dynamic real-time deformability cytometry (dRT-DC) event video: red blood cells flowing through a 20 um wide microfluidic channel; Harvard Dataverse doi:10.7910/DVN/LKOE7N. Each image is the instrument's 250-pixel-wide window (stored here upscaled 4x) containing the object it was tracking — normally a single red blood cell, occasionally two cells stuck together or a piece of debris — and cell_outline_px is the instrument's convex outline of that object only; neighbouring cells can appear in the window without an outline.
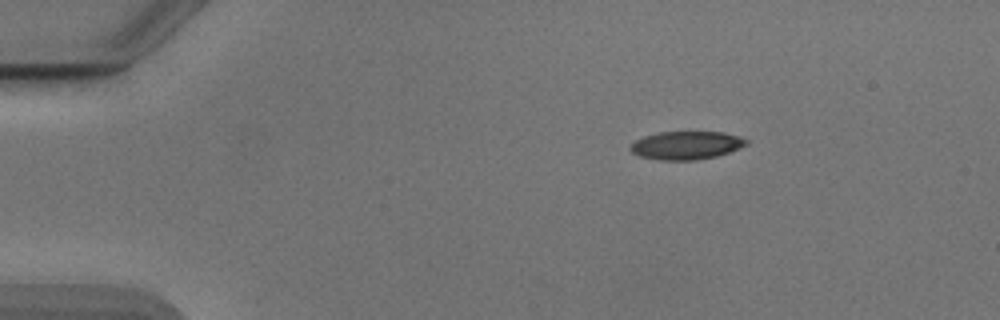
{"species": "Egyptian fruit bat (a non-hibernating species)", "species_latin": "Rousettus aegyptiacus", "temperature_condition": "cold", "stored_images_in_passage": 45, "camera_frame_rate_fps": 3000, "um_per_image_px": 0.085, "animal": {"sex": "male"}, "frame": {"image": 1, "passage_image": 1, "time_ms": 0.0, "image_size_px": [1000, 320], "cell_outline_px": [[748, 144], [728, 152], [716, 156], [696, 160], [660, 160], [640, 156], [632, 152], [628, 148], [636, 140], [644, 136], [660, 132], [724, 132], [748, 140]], "centroid_in_image_um": [58.31, 12.35], "position_along_channel_um": 26.7, "area_um2": 18.84}}
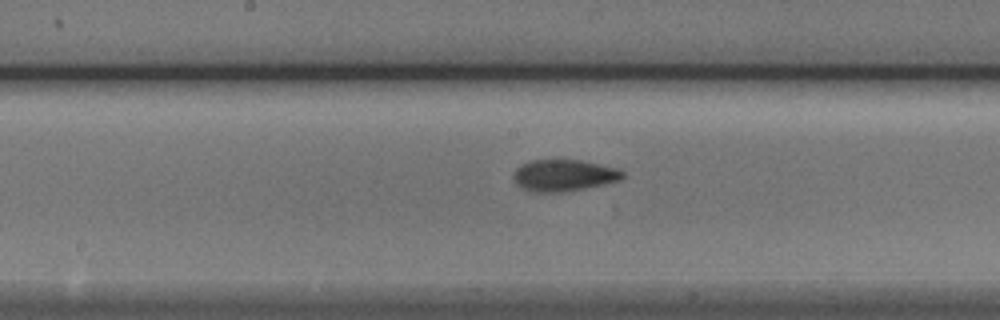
{"frame": {"image": 2, "passage_image": 20, "time_ms": 6.333, "image_size_px": [1000, 320], "cell_outline_px": [[624, 176], [620, 180], [604, 184], [564, 192], [536, 192], [524, 188], [516, 184], [512, 176], [516, 168], [520, 164], [532, 160], [580, 160], [616, 168], [624, 172]], "centroid_in_image_um": [47.9, 14.9], "position_along_channel_um": 200.3, "area_um2": 20.0}}
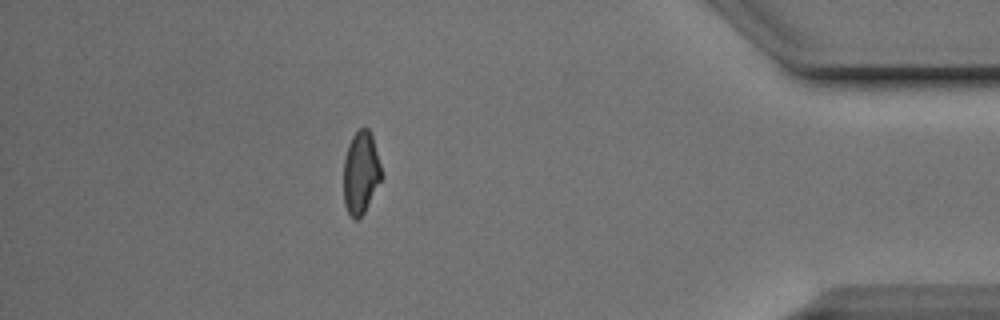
{"frame": {"image": 3, "passage_image": 39, "time_ms": 12.667, "image_size_px": [1000, 320], "cell_outline_px": [[380, 180], [364, 212], [356, 220], [348, 212], [344, 204], [344, 160], [348, 144], [352, 136], [360, 128], [368, 128], [372, 136], [380, 164]], "centroid_in_image_um": [30.64, 14.65], "position_along_channel_um": 404.6, "area_um2": 17.69}, "authors_computed_cell_mechanics": {"area_um2": 19.363, "velocity_mm_per_s": 3.9008, "shape_relaxation_time_tau1_ms": 3.4337, "shape_relaxation_time_tau2_ms": 2.2212, "deformation_change_tau1": 0.1437, "deformation_change_tau2": 0.0903}}